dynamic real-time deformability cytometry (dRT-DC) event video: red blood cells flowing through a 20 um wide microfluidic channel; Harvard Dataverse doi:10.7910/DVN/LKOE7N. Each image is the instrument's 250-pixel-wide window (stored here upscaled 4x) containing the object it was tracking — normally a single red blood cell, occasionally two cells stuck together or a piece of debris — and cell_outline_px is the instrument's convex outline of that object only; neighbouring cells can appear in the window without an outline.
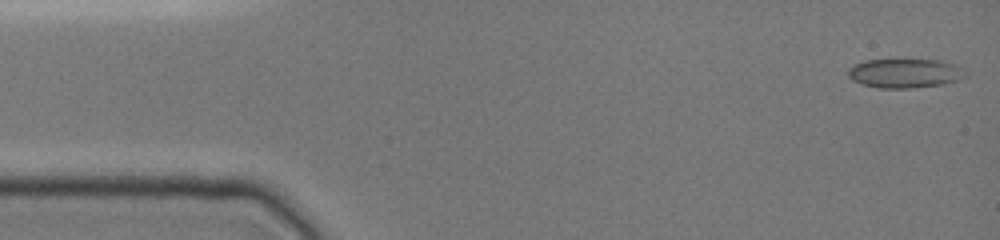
{"species": "common noctule bat (a hibernating species)", "species_latin": "Nyctalus noctula", "temperature_condition": "cold", "stored_images_in_passage": 4, "camera_frame_rate_fps": 3000, "um_per_image_px": 0.085, "animal": {"sex": "female", "body_mass_g": 19.0, "forearm_length_mm": 51.5}, "frame": {"image": 1, "passage_image": 1, "time_ms": 0.0, "image_size_px": [1000, 240], "cell_outline_px": [[968, 76], [944, 84], [912, 88], [876, 88], [860, 84], [852, 80], [848, 76], [848, 68], [864, 60], [944, 60], [956, 64], [964, 68], [968, 72]], "centroid_in_image_um": [76.96, 6.23], "position_along_channel_um": 8.0, "area_um2": 20.29}}